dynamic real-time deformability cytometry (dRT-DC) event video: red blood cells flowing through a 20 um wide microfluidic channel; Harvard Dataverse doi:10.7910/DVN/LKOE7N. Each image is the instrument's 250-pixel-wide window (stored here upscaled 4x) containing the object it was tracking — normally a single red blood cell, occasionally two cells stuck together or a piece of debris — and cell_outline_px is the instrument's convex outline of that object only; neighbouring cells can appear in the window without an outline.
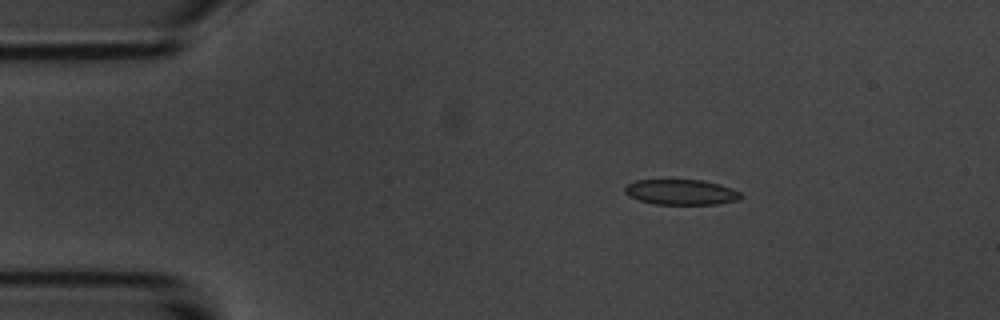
{"species": "common noctule bat (a hibernating species)", "species_latin": "Nyctalus noctula", "temperature_condition": "room temperature", "stored_images_in_passage": 3, "camera_frame_rate_fps": 3000, "um_per_image_px": 0.085, "animal": {"sex": "male", "body_mass_g": 20.1, "forearm_length_mm": 53.5}, "frame": {"image": 1, "passage_image": 2, "time_ms": 1.333, "image_size_px": [1000, 320], "cell_outline_px": [[740, 200], [716, 204], [656, 204], [640, 200], [628, 196], [624, 192], [624, 184], [636, 180], [700, 180], [720, 184], [740, 192]], "centroid_in_image_um": [57.85, 16.32], "position_along_channel_um": 27.2, "area_um2": 17.11}}